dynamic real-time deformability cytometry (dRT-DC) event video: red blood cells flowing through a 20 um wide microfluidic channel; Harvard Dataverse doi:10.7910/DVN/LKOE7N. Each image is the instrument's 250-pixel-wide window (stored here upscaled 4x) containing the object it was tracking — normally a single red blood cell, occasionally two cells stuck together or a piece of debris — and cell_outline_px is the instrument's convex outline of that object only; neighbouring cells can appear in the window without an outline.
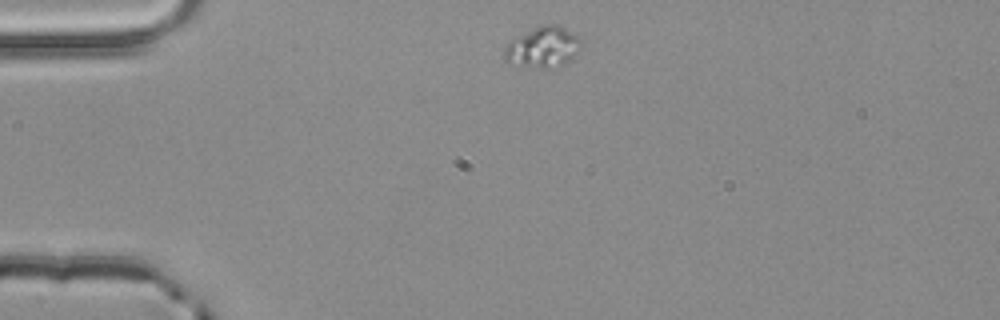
{"species": "common noctule bat (a hibernating species)", "species_latin": "Nyctalus noctula", "temperature_condition": "room temperature", "stored_images_in_passage": 2, "camera_frame_rate_fps": 3000, "um_per_image_px": 0.085, "animal": {"sex": "male", "body_mass_g": 20.4}, "frame": {"image": 1, "passage_image": 1, "time_ms": 0.0, "image_size_px": [1000, 320], "cell_outline_px": [[580, 48], [564, 64], [548, 68], [524, 68], [508, 64], [504, 60], [504, 48], [512, 40], [544, 24], [556, 24], [564, 28], [576, 36], [580, 40]], "centroid_in_image_um": [46.09, 4.06], "position_along_channel_um": 38.9, "area_um2": 17.92}}